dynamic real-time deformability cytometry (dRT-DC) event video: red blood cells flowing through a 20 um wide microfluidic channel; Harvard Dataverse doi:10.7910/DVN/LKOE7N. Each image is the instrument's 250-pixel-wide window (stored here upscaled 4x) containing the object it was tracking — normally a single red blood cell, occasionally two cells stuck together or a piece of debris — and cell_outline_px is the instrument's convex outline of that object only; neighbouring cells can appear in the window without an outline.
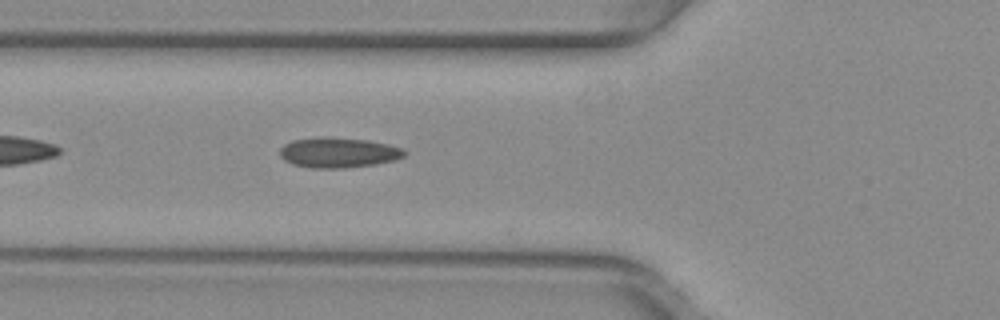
{"species": "common noctule bat (a hibernating species)", "species_latin": "Nyctalus noctula", "temperature_condition": "warm", "stored_images_in_passage": 6, "camera_frame_rate_fps": 3000, "um_per_image_px": 0.085, "animal": {"sex": "female", "body_mass_g": 29.2, "forearm_length_mm": 56.3}, "frame": {"image": 1, "passage_image": 5, "time_ms": 1.333, "image_size_px": [1000, 320], "cell_outline_px": [[408, 152], [404, 156], [396, 160], [376, 164], [344, 168], [312, 168], [292, 164], [284, 160], [280, 156], [280, 148], [284, 144], [292, 140], [320, 136], [328, 136], [368, 140], [388, 144], [404, 148]], "centroid_in_image_um": [28.78, 12.96], "position_along_channel_um": 97.0, "area_um2": 22.31}}